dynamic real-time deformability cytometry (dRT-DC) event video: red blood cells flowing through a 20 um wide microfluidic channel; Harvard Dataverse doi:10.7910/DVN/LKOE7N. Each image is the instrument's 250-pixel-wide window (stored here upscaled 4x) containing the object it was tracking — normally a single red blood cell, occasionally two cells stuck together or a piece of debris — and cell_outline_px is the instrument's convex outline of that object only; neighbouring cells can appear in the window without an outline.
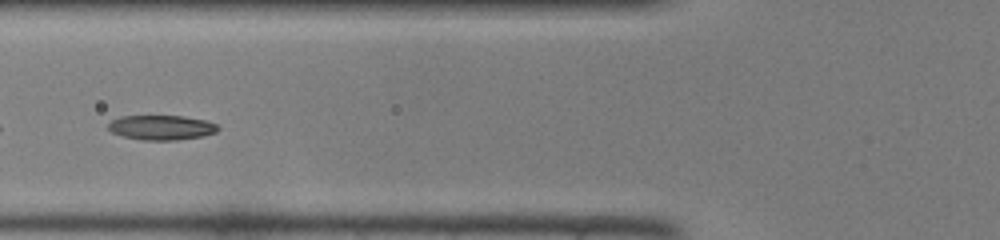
{"species": "common noctule bat (a hibernating species)", "species_latin": "Nyctalus noctula", "temperature_condition": "room temperature", "stored_images_in_passage": 38, "camera_frame_rate_fps": 3000, "um_per_image_px": 0.085, "animal": {"sex": "female", "body_mass_g": 22.0, "forearm_length_mm": 56.7}, "frame": {"image": 1, "passage_image": 11, "time_ms": 3.333, "image_size_px": [1000, 240], "cell_outline_px": [[220, 128], [216, 132], [204, 136], [176, 140], [144, 140], [124, 136], [112, 132], [108, 128], [108, 124], [112, 120], [120, 116], [184, 116], [204, 120], [216, 124]], "centroid_in_image_um": [13.74, 10.84], "position_along_channel_um": 112.1, "area_um2": 15.72}}
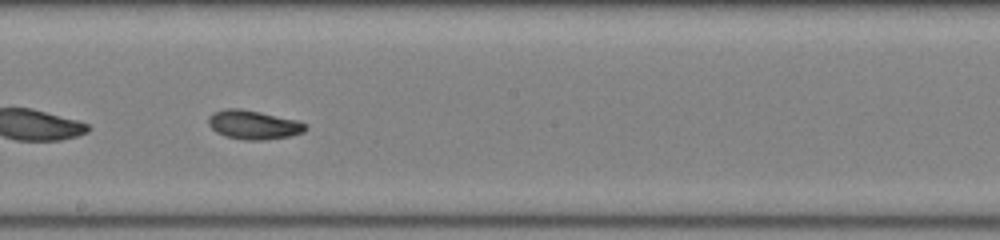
{"frame": {"image": 2, "passage_image": 19, "time_ms": 6.0, "image_size_px": [1000, 240], "cell_outline_px": [[308, 128], [304, 132], [288, 136], [264, 140], [244, 140], [224, 136], [216, 132], [208, 124], [208, 116], [212, 112], [224, 108], [240, 108], [300, 120], [308, 124]], "centroid_in_image_um": [21.55, 10.59], "position_along_channel_um": 226.6, "area_um2": 16.7}}
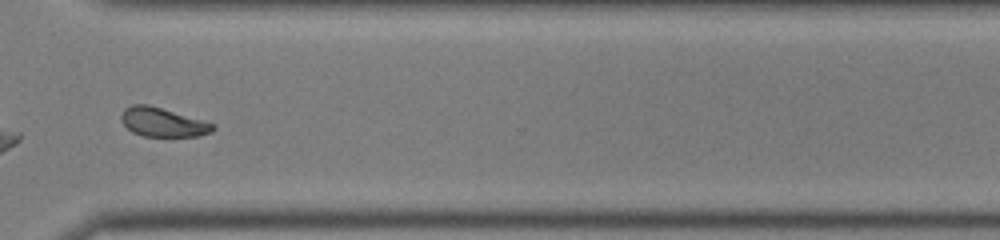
{"frame": {"image": 3, "passage_image": 28, "time_ms": 9.0, "image_size_px": [1000, 240], "cell_outline_px": [[216, 128], [212, 132], [196, 136], [144, 136], [132, 132], [120, 120], [120, 116], [124, 108], [132, 104], [148, 104], [200, 120], [212, 124]], "centroid_in_image_um": [13.77, 10.39], "position_along_channel_um": 356.8, "area_um2": 15.2}}